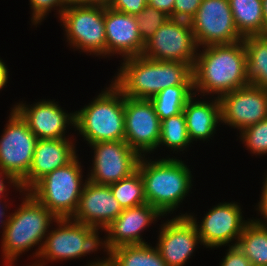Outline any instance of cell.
I'll return each instance as SVG.
<instances>
[{
	"instance_id": "8992f818",
	"label": "cell",
	"mask_w": 267,
	"mask_h": 266,
	"mask_svg": "<svg viewBox=\"0 0 267 266\" xmlns=\"http://www.w3.org/2000/svg\"><path fill=\"white\" fill-rule=\"evenodd\" d=\"M78 155L68 164L46 174L28 192L57 218H71L79 203L84 185ZM83 183V184H82Z\"/></svg>"
},
{
	"instance_id": "277c9868",
	"label": "cell",
	"mask_w": 267,
	"mask_h": 266,
	"mask_svg": "<svg viewBox=\"0 0 267 266\" xmlns=\"http://www.w3.org/2000/svg\"><path fill=\"white\" fill-rule=\"evenodd\" d=\"M19 208L12 214L2 232V254L4 262H16L20 254L38 245L33 257L38 258L50 224L58 219L31 193L24 191ZM43 240V241H42ZM35 254V255H34Z\"/></svg>"
},
{
	"instance_id": "603a6c76",
	"label": "cell",
	"mask_w": 267,
	"mask_h": 266,
	"mask_svg": "<svg viewBox=\"0 0 267 266\" xmlns=\"http://www.w3.org/2000/svg\"><path fill=\"white\" fill-rule=\"evenodd\" d=\"M105 266H167L156 246L122 245L107 252Z\"/></svg>"
},
{
	"instance_id": "cb8c5ba5",
	"label": "cell",
	"mask_w": 267,
	"mask_h": 266,
	"mask_svg": "<svg viewBox=\"0 0 267 266\" xmlns=\"http://www.w3.org/2000/svg\"><path fill=\"white\" fill-rule=\"evenodd\" d=\"M243 43L247 53L249 83L267 90V36H246Z\"/></svg>"
},
{
	"instance_id": "2e32d148",
	"label": "cell",
	"mask_w": 267,
	"mask_h": 266,
	"mask_svg": "<svg viewBox=\"0 0 267 266\" xmlns=\"http://www.w3.org/2000/svg\"><path fill=\"white\" fill-rule=\"evenodd\" d=\"M156 248L167 266H184L202 242L188 216H175L160 226Z\"/></svg>"
},
{
	"instance_id": "e0dca14e",
	"label": "cell",
	"mask_w": 267,
	"mask_h": 266,
	"mask_svg": "<svg viewBox=\"0 0 267 266\" xmlns=\"http://www.w3.org/2000/svg\"><path fill=\"white\" fill-rule=\"evenodd\" d=\"M54 101L42 100L31 104L32 106L21 101L16 103L13 109L38 139L68 138L69 135H65L66 129L69 125L75 128V112L67 113Z\"/></svg>"
},
{
	"instance_id": "d590c367",
	"label": "cell",
	"mask_w": 267,
	"mask_h": 266,
	"mask_svg": "<svg viewBox=\"0 0 267 266\" xmlns=\"http://www.w3.org/2000/svg\"><path fill=\"white\" fill-rule=\"evenodd\" d=\"M261 191L262 194L260 196V202L257 203L258 205L256 210L260 213V216H262L263 220L261 217L260 219L256 218L252 220L256 223L267 226V175L263 181V187Z\"/></svg>"
},
{
	"instance_id": "f35d334b",
	"label": "cell",
	"mask_w": 267,
	"mask_h": 266,
	"mask_svg": "<svg viewBox=\"0 0 267 266\" xmlns=\"http://www.w3.org/2000/svg\"><path fill=\"white\" fill-rule=\"evenodd\" d=\"M67 5L107 6L109 0H66Z\"/></svg>"
},
{
	"instance_id": "d4e9b609",
	"label": "cell",
	"mask_w": 267,
	"mask_h": 266,
	"mask_svg": "<svg viewBox=\"0 0 267 266\" xmlns=\"http://www.w3.org/2000/svg\"><path fill=\"white\" fill-rule=\"evenodd\" d=\"M234 24L242 37L263 35L262 0H229Z\"/></svg>"
},
{
	"instance_id": "4fadbf2b",
	"label": "cell",
	"mask_w": 267,
	"mask_h": 266,
	"mask_svg": "<svg viewBox=\"0 0 267 266\" xmlns=\"http://www.w3.org/2000/svg\"><path fill=\"white\" fill-rule=\"evenodd\" d=\"M93 150L92 169L87 180L111 185L137 171L141 156L125 140L89 144Z\"/></svg>"
},
{
	"instance_id": "7402d4cb",
	"label": "cell",
	"mask_w": 267,
	"mask_h": 266,
	"mask_svg": "<svg viewBox=\"0 0 267 266\" xmlns=\"http://www.w3.org/2000/svg\"><path fill=\"white\" fill-rule=\"evenodd\" d=\"M183 113L186 118L187 133L190 141H209L216 133V127L221 123L220 99L197 101L194 93L184 106Z\"/></svg>"
},
{
	"instance_id": "30bf717a",
	"label": "cell",
	"mask_w": 267,
	"mask_h": 266,
	"mask_svg": "<svg viewBox=\"0 0 267 266\" xmlns=\"http://www.w3.org/2000/svg\"><path fill=\"white\" fill-rule=\"evenodd\" d=\"M11 109L0 136V169L19 183L28 174L32 165L38 138L20 115Z\"/></svg>"
},
{
	"instance_id": "f546056e",
	"label": "cell",
	"mask_w": 267,
	"mask_h": 266,
	"mask_svg": "<svg viewBox=\"0 0 267 266\" xmlns=\"http://www.w3.org/2000/svg\"><path fill=\"white\" fill-rule=\"evenodd\" d=\"M240 141L255 155L267 154V118L241 131Z\"/></svg>"
},
{
	"instance_id": "d6986e66",
	"label": "cell",
	"mask_w": 267,
	"mask_h": 266,
	"mask_svg": "<svg viewBox=\"0 0 267 266\" xmlns=\"http://www.w3.org/2000/svg\"><path fill=\"white\" fill-rule=\"evenodd\" d=\"M122 211L110 186L87 180L71 219L104 231Z\"/></svg>"
},
{
	"instance_id": "e575fe53",
	"label": "cell",
	"mask_w": 267,
	"mask_h": 266,
	"mask_svg": "<svg viewBox=\"0 0 267 266\" xmlns=\"http://www.w3.org/2000/svg\"><path fill=\"white\" fill-rule=\"evenodd\" d=\"M226 255L222 259L220 266H252L243 252L235 246H229Z\"/></svg>"
},
{
	"instance_id": "484cf974",
	"label": "cell",
	"mask_w": 267,
	"mask_h": 266,
	"mask_svg": "<svg viewBox=\"0 0 267 266\" xmlns=\"http://www.w3.org/2000/svg\"><path fill=\"white\" fill-rule=\"evenodd\" d=\"M237 247L252 266H267V226L250 219L242 230Z\"/></svg>"
},
{
	"instance_id": "d6a6232c",
	"label": "cell",
	"mask_w": 267,
	"mask_h": 266,
	"mask_svg": "<svg viewBox=\"0 0 267 266\" xmlns=\"http://www.w3.org/2000/svg\"><path fill=\"white\" fill-rule=\"evenodd\" d=\"M202 0H175L173 19L190 21L196 14Z\"/></svg>"
},
{
	"instance_id": "ffe728a7",
	"label": "cell",
	"mask_w": 267,
	"mask_h": 266,
	"mask_svg": "<svg viewBox=\"0 0 267 266\" xmlns=\"http://www.w3.org/2000/svg\"><path fill=\"white\" fill-rule=\"evenodd\" d=\"M106 55L119 54L123 59L143 54L145 43L139 33L137 19L105 6Z\"/></svg>"
},
{
	"instance_id": "f1b7e54d",
	"label": "cell",
	"mask_w": 267,
	"mask_h": 266,
	"mask_svg": "<svg viewBox=\"0 0 267 266\" xmlns=\"http://www.w3.org/2000/svg\"><path fill=\"white\" fill-rule=\"evenodd\" d=\"M109 186L122 209L131 208L147 202L144 182L138 170L129 177L121 179Z\"/></svg>"
},
{
	"instance_id": "5b68a950",
	"label": "cell",
	"mask_w": 267,
	"mask_h": 266,
	"mask_svg": "<svg viewBox=\"0 0 267 266\" xmlns=\"http://www.w3.org/2000/svg\"><path fill=\"white\" fill-rule=\"evenodd\" d=\"M94 98L91 103L75 111V131H79L87 144L124 140L125 96L121 90L111 82Z\"/></svg>"
},
{
	"instance_id": "7bdbcfd3",
	"label": "cell",
	"mask_w": 267,
	"mask_h": 266,
	"mask_svg": "<svg viewBox=\"0 0 267 266\" xmlns=\"http://www.w3.org/2000/svg\"><path fill=\"white\" fill-rule=\"evenodd\" d=\"M96 261L88 263L87 266H105V259L104 258H103V260H102V258L100 260L96 259Z\"/></svg>"
},
{
	"instance_id": "ab89813d",
	"label": "cell",
	"mask_w": 267,
	"mask_h": 266,
	"mask_svg": "<svg viewBox=\"0 0 267 266\" xmlns=\"http://www.w3.org/2000/svg\"><path fill=\"white\" fill-rule=\"evenodd\" d=\"M8 67L6 66L5 62L0 58V90L6 86L8 83L9 78V71Z\"/></svg>"
},
{
	"instance_id": "ac0fdd59",
	"label": "cell",
	"mask_w": 267,
	"mask_h": 266,
	"mask_svg": "<svg viewBox=\"0 0 267 266\" xmlns=\"http://www.w3.org/2000/svg\"><path fill=\"white\" fill-rule=\"evenodd\" d=\"M164 217L154 206L144 203L123 209L121 214L104 231L102 248L106 253L122 245L146 244L142 233L149 225ZM154 221V222H153Z\"/></svg>"
},
{
	"instance_id": "5bb4252c",
	"label": "cell",
	"mask_w": 267,
	"mask_h": 266,
	"mask_svg": "<svg viewBox=\"0 0 267 266\" xmlns=\"http://www.w3.org/2000/svg\"><path fill=\"white\" fill-rule=\"evenodd\" d=\"M126 143L140 156L153 153L160 139L161 121L150 100L125 97Z\"/></svg>"
},
{
	"instance_id": "1f68e13d",
	"label": "cell",
	"mask_w": 267,
	"mask_h": 266,
	"mask_svg": "<svg viewBox=\"0 0 267 266\" xmlns=\"http://www.w3.org/2000/svg\"><path fill=\"white\" fill-rule=\"evenodd\" d=\"M29 2L32 9L31 21L32 25L34 24L35 26L46 18L47 14L53 10L52 8L58 10L57 14H59L58 17L60 18L62 12L68 6L66 0H29Z\"/></svg>"
},
{
	"instance_id": "ee69618b",
	"label": "cell",
	"mask_w": 267,
	"mask_h": 266,
	"mask_svg": "<svg viewBox=\"0 0 267 266\" xmlns=\"http://www.w3.org/2000/svg\"><path fill=\"white\" fill-rule=\"evenodd\" d=\"M5 266H14V262H5ZM27 266H37L35 262L32 265H27Z\"/></svg>"
},
{
	"instance_id": "9a60e30c",
	"label": "cell",
	"mask_w": 267,
	"mask_h": 266,
	"mask_svg": "<svg viewBox=\"0 0 267 266\" xmlns=\"http://www.w3.org/2000/svg\"><path fill=\"white\" fill-rule=\"evenodd\" d=\"M219 99L221 124L236 128L239 133L267 118V90L260 87L249 84Z\"/></svg>"
},
{
	"instance_id": "836d02e7",
	"label": "cell",
	"mask_w": 267,
	"mask_h": 266,
	"mask_svg": "<svg viewBox=\"0 0 267 266\" xmlns=\"http://www.w3.org/2000/svg\"><path fill=\"white\" fill-rule=\"evenodd\" d=\"M147 5L148 0H109L107 6L117 11L136 16Z\"/></svg>"
},
{
	"instance_id": "6da1fadb",
	"label": "cell",
	"mask_w": 267,
	"mask_h": 266,
	"mask_svg": "<svg viewBox=\"0 0 267 266\" xmlns=\"http://www.w3.org/2000/svg\"><path fill=\"white\" fill-rule=\"evenodd\" d=\"M197 53L193 67V90L217 98L249 85L247 53L243 40L234 44L209 45Z\"/></svg>"
},
{
	"instance_id": "8d00e7d4",
	"label": "cell",
	"mask_w": 267,
	"mask_h": 266,
	"mask_svg": "<svg viewBox=\"0 0 267 266\" xmlns=\"http://www.w3.org/2000/svg\"><path fill=\"white\" fill-rule=\"evenodd\" d=\"M4 178L8 181L7 183L12 185V187H15L20 193H24V191L19 186V183L10 174L0 169V199H2L3 197H4L3 199H5L7 195L5 193L7 192V186L5 185L6 182Z\"/></svg>"
},
{
	"instance_id": "4dcf8cb0",
	"label": "cell",
	"mask_w": 267,
	"mask_h": 266,
	"mask_svg": "<svg viewBox=\"0 0 267 266\" xmlns=\"http://www.w3.org/2000/svg\"><path fill=\"white\" fill-rule=\"evenodd\" d=\"M135 17L137 19L140 36L144 43L152 37L159 27L170 19L163 11H159L149 5Z\"/></svg>"
},
{
	"instance_id": "7a4b0ae2",
	"label": "cell",
	"mask_w": 267,
	"mask_h": 266,
	"mask_svg": "<svg viewBox=\"0 0 267 266\" xmlns=\"http://www.w3.org/2000/svg\"><path fill=\"white\" fill-rule=\"evenodd\" d=\"M122 60L112 82L125 97L150 100L164 88L193 85V67L190 64L156 61L142 55Z\"/></svg>"
},
{
	"instance_id": "ba28073f",
	"label": "cell",
	"mask_w": 267,
	"mask_h": 266,
	"mask_svg": "<svg viewBox=\"0 0 267 266\" xmlns=\"http://www.w3.org/2000/svg\"><path fill=\"white\" fill-rule=\"evenodd\" d=\"M105 6L68 5L60 16L68 45L80 52L106 56Z\"/></svg>"
},
{
	"instance_id": "b9f144b4",
	"label": "cell",
	"mask_w": 267,
	"mask_h": 266,
	"mask_svg": "<svg viewBox=\"0 0 267 266\" xmlns=\"http://www.w3.org/2000/svg\"><path fill=\"white\" fill-rule=\"evenodd\" d=\"M263 6V35L267 36V0H262Z\"/></svg>"
},
{
	"instance_id": "7c38bea8",
	"label": "cell",
	"mask_w": 267,
	"mask_h": 266,
	"mask_svg": "<svg viewBox=\"0 0 267 266\" xmlns=\"http://www.w3.org/2000/svg\"><path fill=\"white\" fill-rule=\"evenodd\" d=\"M241 211L240 203L231 201L230 203L220 202L209 209L202 218L201 224L197 222L194 214L191 215L192 213H182L179 216H188L194 222L204 247L220 248V246L237 245L242 230L249 221V219H243ZM232 241L235 243H231Z\"/></svg>"
},
{
	"instance_id": "74e56055",
	"label": "cell",
	"mask_w": 267,
	"mask_h": 266,
	"mask_svg": "<svg viewBox=\"0 0 267 266\" xmlns=\"http://www.w3.org/2000/svg\"><path fill=\"white\" fill-rule=\"evenodd\" d=\"M175 0H148V5L163 11L171 19H173V9Z\"/></svg>"
},
{
	"instance_id": "4316f807",
	"label": "cell",
	"mask_w": 267,
	"mask_h": 266,
	"mask_svg": "<svg viewBox=\"0 0 267 266\" xmlns=\"http://www.w3.org/2000/svg\"><path fill=\"white\" fill-rule=\"evenodd\" d=\"M193 91V85H178L164 88L151 98L160 121L183 112Z\"/></svg>"
},
{
	"instance_id": "44dd1931",
	"label": "cell",
	"mask_w": 267,
	"mask_h": 266,
	"mask_svg": "<svg viewBox=\"0 0 267 266\" xmlns=\"http://www.w3.org/2000/svg\"><path fill=\"white\" fill-rule=\"evenodd\" d=\"M74 140L38 139L29 172L19 182L21 189L29 191L46 174L71 162L77 156Z\"/></svg>"
},
{
	"instance_id": "60d3db41",
	"label": "cell",
	"mask_w": 267,
	"mask_h": 266,
	"mask_svg": "<svg viewBox=\"0 0 267 266\" xmlns=\"http://www.w3.org/2000/svg\"><path fill=\"white\" fill-rule=\"evenodd\" d=\"M2 201H3V200L0 199V223H1V224H0V227H2V229H4L5 226H6V224H7V222H8V219H9V216H10V215H7V216H6L7 213H5V211H6V209H7V206H8L9 204H6L7 201H5V202L3 201V203H4V204H3ZM1 204H2V205H1ZM4 215H5L7 218H6ZM1 218H2V219L6 218V220H5V219L2 220Z\"/></svg>"
},
{
	"instance_id": "52a82bcc",
	"label": "cell",
	"mask_w": 267,
	"mask_h": 266,
	"mask_svg": "<svg viewBox=\"0 0 267 266\" xmlns=\"http://www.w3.org/2000/svg\"><path fill=\"white\" fill-rule=\"evenodd\" d=\"M56 223L58 226L49 230L44 239L37 258L38 263L35 261L37 266H45L47 261L79 259L102 248L99 229L71 218H58Z\"/></svg>"
},
{
	"instance_id": "9c48e42d",
	"label": "cell",
	"mask_w": 267,
	"mask_h": 266,
	"mask_svg": "<svg viewBox=\"0 0 267 266\" xmlns=\"http://www.w3.org/2000/svg\"><path fill=\"white\" fill-rule=\"evenodd\" d=\"M198 49L190 21L170 18L145 43L142 56L156 61L183 62L194 67Z\"/></svg>"
},
{
	"instance_id": "8fae6325",
	"label": "cell",
	"mask_w": 267,
	"mask_h": 266,
	"mask_svg": "<svg viewBox=\"0 0 267 266\" xmlns=\"http://www.w3.org/2000/svg\"><path fill=\"white\" fill-rule=\"evenodd\" d=\"M190 24L199 48L243 40L234 24L229 0H202Z\"/></svg>"
},
{
	"instance_id": "83f0119b",
	"label": "cell",
	"mask_w": 267,
	"mask_h": 266,
	"mask_svg": "<svg viewBox=\"0 0 267 266\" xmlns=\"http://www.w3.org/2000/svg\"><path fill=\"white\" fill-rule=\"evenodd\" d=\"M191 143L183 112L161 121L160 139L157 147L165 145L174 153L175 151H184Z\"/></svg>"
},
{
	"instance_id": "3957f363",
	"label": "cell",
	"mask_w": 267,
	"mask_h": 266,
	"mask_svg": "<svg viewBox=\"0 0 267 266\" xmlns=\"http://www.w3.org/2000/svg\"><path fill=\"white\" fill-rule=\"evenodd\" d=\"M137 170L144 182L147 203L163 216L179 208L193 186L192 171L182 159L176 157L168 156L152 161L149 157L141 156Z\"/></svg>"
}]
</instances>
